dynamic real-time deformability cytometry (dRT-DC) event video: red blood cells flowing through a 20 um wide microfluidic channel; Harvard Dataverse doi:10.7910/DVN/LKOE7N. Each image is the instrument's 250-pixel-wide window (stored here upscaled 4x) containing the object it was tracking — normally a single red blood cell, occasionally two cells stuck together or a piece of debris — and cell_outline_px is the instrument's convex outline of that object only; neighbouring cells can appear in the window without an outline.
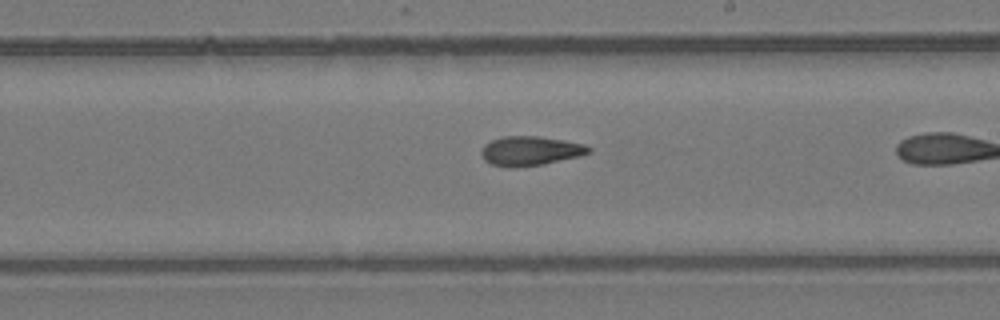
{"species": "common noctule bat (a hibernating species)", "species_latin": "Nyctalus noctula", "temperature_condition": "room temperature", "stored_images_in_passage": 17, "camera_frame_rate_fps": 3000, "um_per_image_px": 0.085, "animal": {"sex": "female", "body_mass_g": 24.6, "forearm_length_mm": 56.2}, "frame": {"image": 1, "passage_image": 15, "time_ms": 4.667, "image_size_px": [1000, 320], "cell_outline_px": [[592, 152], [580, 156], [544, 164], [508, 168], [492, 164], [484, 160], [480, 152], [484, 144], [492, 140], [504, 136], [540, 136], [564, 140], [584, 144], [592, 148]], "centroid_in_image_um": [45.09, 12.82], "position_along_channel_um": 243.9, "area_um2": 18.5}}